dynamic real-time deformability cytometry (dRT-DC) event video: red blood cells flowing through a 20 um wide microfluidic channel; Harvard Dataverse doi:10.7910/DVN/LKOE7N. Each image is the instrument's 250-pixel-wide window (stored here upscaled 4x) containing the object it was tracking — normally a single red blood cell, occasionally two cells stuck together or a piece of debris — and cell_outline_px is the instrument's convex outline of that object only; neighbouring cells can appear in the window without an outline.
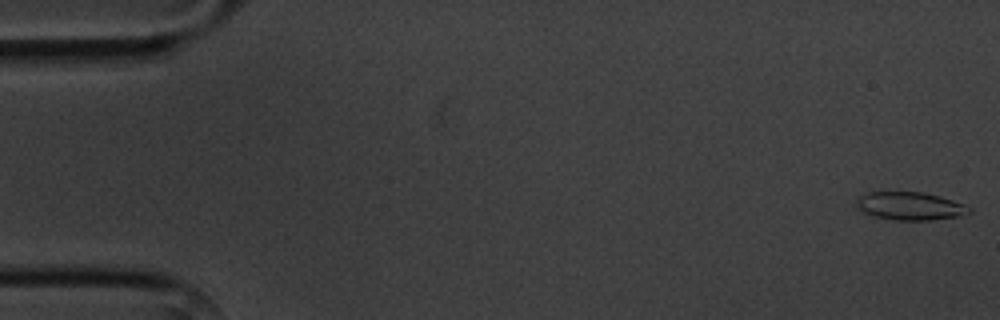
{"species": "common noctule bat (a hibernating species)", "species_latin": "Nyctalus noctula", "temperature_condition": "cold", "stored_images_in_passage": 6, "camera_frame_rate_fps": 3000, "um_per_image_px": 0.085, "animal": {"sex": "male", "body_mass_g": 20.1, "forearm_length_mm": 53.5}, "frame": {"image": 1, "passage_image": 1, "time_ms": 0.0, "image_size_px": [1000, 320], "cell_outline_px": [[972, 212], [960, 216], [932, 220], [892, 220], [872, 216], [860, 212], [856, 204], [856, 200], [860, 196], [868, 192], [924, 192], [940, 196], [964, 204], [972, 208]], "centroid_in_image_um": [77.35, 17.52], "position_along_channel_um": 7.7, "area_um2": 18.67}}